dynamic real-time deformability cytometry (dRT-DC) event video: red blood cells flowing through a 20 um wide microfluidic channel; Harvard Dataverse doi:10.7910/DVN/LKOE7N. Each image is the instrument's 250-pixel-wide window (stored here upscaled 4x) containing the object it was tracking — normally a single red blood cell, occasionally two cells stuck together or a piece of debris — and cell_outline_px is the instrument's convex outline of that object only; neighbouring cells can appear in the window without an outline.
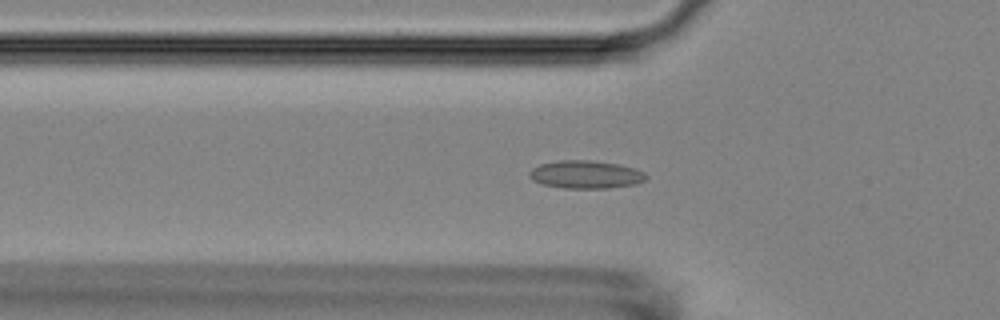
{"species": "Egyptian fruit bat (a non-hibernating species)", "species_latin": "Rousettus aegyptiacus", "temperature_condition": "room temperature", "stored_images_in_passage": 53, "camera_frame_rate_fps": 3000, "um_per_image_px": 0.085, "animal": {"sex": "female"}, "frame": {"image": 1, "passage_image": 17, "time_ms": 5.333, "image_size_px": [1000, 320], "cell_outline_px": [[648, 176], [644, 180], [636, 184], [608, 188], [564, 188], [544, 184], [532, 180], [528, 176], [528, 172], [532, 168], [540, 164], [560, 160], [592, 160], [620, 164], [636, 168], [644, 172]], "centroid_in_image_um": [49.8, 14.82], "position_along_channel_um": 76.0, "area_um2": 19.13}}
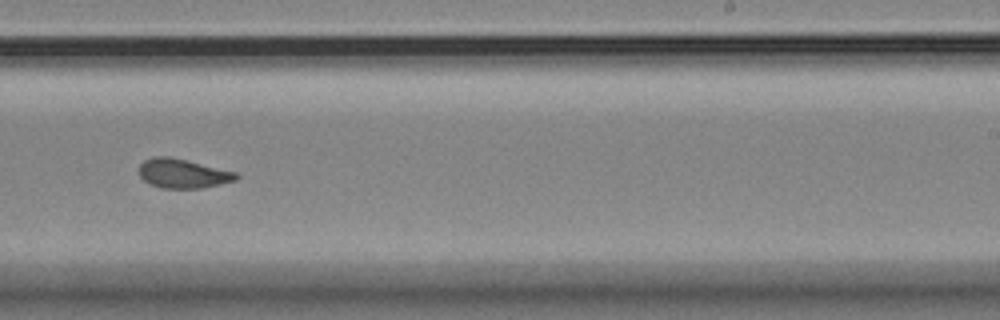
{"frame": {"image": 2, "passage_image": 33, "time_ms": 10.667, "image_size_px": [1000, 320], "cell_outline_px": [[240, 176], [236, 180], [220, 184], [200, 188], [160, 188], [148, 184], [140, 176], [140, 164], [144, 160], [152, 156], [168, 156], [236, 172]], "centroid_in_image_um": [15.52, 14.75], "position_along_channel_um": 273.5, "area_um2": 16.47}}
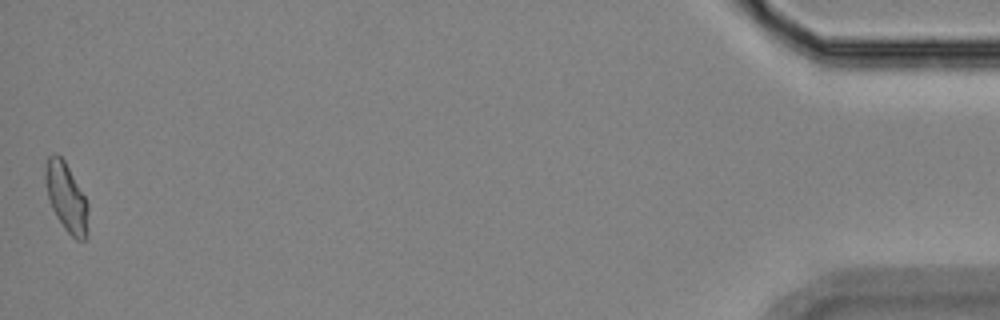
{"frame": {"image": 3, "passage_image": 53, "time_ms": 17.333, "image_size_px": [1000, 320], "cell_outline_px": [[88, 236], [84, 240], [76, 240], [64, 228], [56, 216], [52, 208], [44, 184], [44, 164], [48, 156], [52, 152], [56, 152], [64, 160], [84, 196], [88, 204]], "centroid_in_image_um": [5.62, 16.76], "position_along_channel_um": 429.6, "area_um2": 17.34}, "authors_computed_cell_mechanics": {"area_um2": 16.8198, "velocity_mm_per_s": 3.687, "shape_relaxation_time_tau1_ms": 10.5364, "shape_relaxation_time_tau2_ms": 1.4691, "deformation_change_tau1": 0.2022, "deformation_change_tau2": 0.0841}}